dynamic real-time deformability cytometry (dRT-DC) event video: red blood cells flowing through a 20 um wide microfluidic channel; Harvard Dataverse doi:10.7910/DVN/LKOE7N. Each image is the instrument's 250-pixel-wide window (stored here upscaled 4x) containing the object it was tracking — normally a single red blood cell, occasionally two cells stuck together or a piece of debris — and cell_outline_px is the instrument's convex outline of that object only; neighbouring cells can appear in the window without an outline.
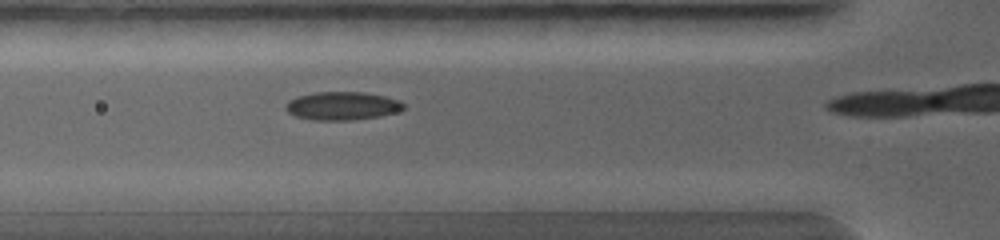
{"species": "common noctule bat (a hibernating species)", "species_latin": "Nyctalus noctula", "temperature_condition": "warm", "stored_images_in_passage": 7, "camera_frame_rate_fps": 5000, "um_per_image_px": 0.085, "animal": {"sex": "female", "body_mass_g": 19.0, "forearm_length_mm": 56.7}, "frame": {"image": 1, "passage_image": 5, "time_ms": 1.6, "image_size_px": [1000, 240], "cell_outline_px": [[404, 108], [396, 112], [380, 116], [352, 120], [312, 120], [296, 116], [288, 112], [284, 108], [284, 104], [288, 100], [296, 96], [316, 92], [364, 92], [384, 96], [400, 100], [404, 104]], "centroid_in_image_um": [29.05, 9.0], "position_along_channel_um": 96.7, "area_um2": 19.54}}